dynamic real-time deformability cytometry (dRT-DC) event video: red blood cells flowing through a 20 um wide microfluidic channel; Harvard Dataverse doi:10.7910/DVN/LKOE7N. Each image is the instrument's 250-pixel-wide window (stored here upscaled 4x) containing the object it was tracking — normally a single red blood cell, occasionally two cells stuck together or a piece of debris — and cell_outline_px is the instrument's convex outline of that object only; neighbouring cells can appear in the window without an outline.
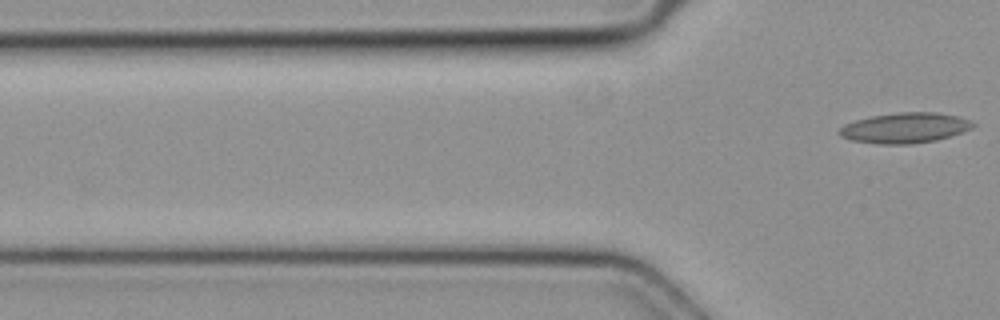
{"species": "common noctule bat (a hibernating species)", "species_latin": "Nyctalus noctula", "temperature_condition": "cold", "stored_images_in_passage": 3, "camera_frame_rate_fps": 3000, "um_per_image_px": 0.085, "animal": {"sex": "female", "body_mass_g": 19.3, "forearm_length_mm": 54.1}, "frame": {"image": 1, "passage_image": 3, "time_ms": 0.667, "image_size_px": [1000, 320], "cell_outline_px": [[976, 124], [972, 128], [964, 132], [936, 140], [912, 144], [880, 144], [852, 140], [840, 136], [836, 132], [844, 124], [856, 120], [872, 116], [900, 112], [936, 112], [956, 116], [968, 120]], "centroid_in_image_um": [76.9, 10.87], "position_along_channel_um": 48.9, "area_um2": 23.58}}